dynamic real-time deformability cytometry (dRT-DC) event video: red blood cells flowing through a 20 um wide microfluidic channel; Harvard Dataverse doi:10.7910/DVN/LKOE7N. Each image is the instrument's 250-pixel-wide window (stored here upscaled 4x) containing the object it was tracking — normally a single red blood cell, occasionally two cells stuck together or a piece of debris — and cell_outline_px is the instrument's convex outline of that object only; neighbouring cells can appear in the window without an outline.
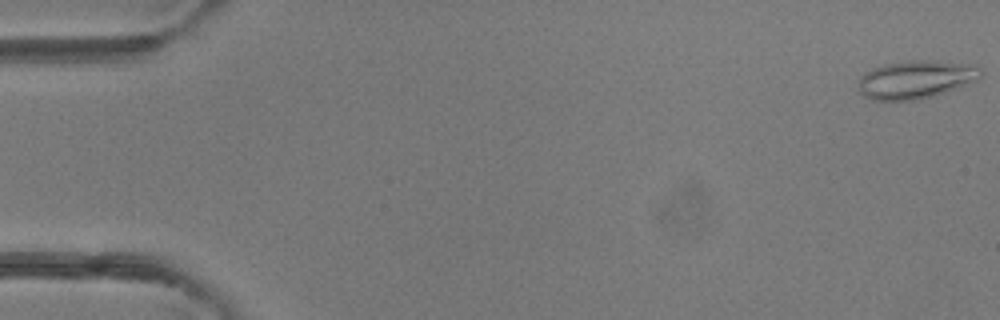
{"species": "common noctule bat (a hibernating species)", "species_latin": "Nyctalus noctula", "temperature_condition": "room temperature", "stored_images_in_passage": 16, "camera_frame_rate_fps": 3000, "um_per_image_px": 0.085, "animal": {"sex": "female"}, "frame": {"image": 1, "passage_image": 1, "time_ms": 0.0, "image_size_px": [1000, 320], "cell_outline_px": [[984, 72], [976, 80], [956, 88], [932, 96], [916, 100], [872, 100], [864, 96], [860, 92], [860, 76], [864, 72], [872, 68], [884, 64], [908, 60], [936, 60], [968, 64], [980, 68]], "centroid_in_image_um": [77.83, 6.74], "position_along_channel_um": 7.2, "area_um2": 27.11}}